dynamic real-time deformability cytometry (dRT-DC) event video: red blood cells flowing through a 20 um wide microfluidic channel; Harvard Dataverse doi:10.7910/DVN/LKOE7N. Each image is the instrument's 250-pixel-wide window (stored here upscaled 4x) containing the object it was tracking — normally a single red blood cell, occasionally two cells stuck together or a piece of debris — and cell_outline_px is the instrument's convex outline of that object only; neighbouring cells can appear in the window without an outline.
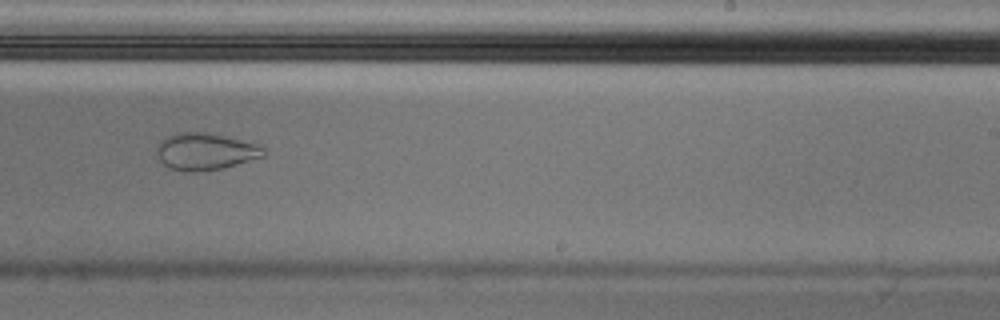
{"species": "Egyptian fruit bat (a non-hibernating species)", "species_latin": "Rousettus aegyptiacus", "temperature_condition": "cold", "stored_images_in_passage": 51, "camera_frame_rate_fps": 3000, "um_per_image_px": 0.085, "animal": {"sex": "male"}, "frame": {"image": 1, "passage_image": 30, "time_ms": 9.667, "image_size_px": [1000, 320], "cell_outline_px": [[264, 156], [224, 168], [196, 172], [184, 172], [168, 168], [160, 160], [156, 152], [156, 148], [160, 140], [176, 132], [208, 132], [256, 144], [264, 148]], "centroid_in_image_um": [17.4, 12.88], "position_along_channel_um": 271.6, "area_um2": 23.06}, "authors_computed_cell_mechanics": {"area_um2": 24.1604, "velocity_mm_per_s": 3.588, "shape_relaxation_time_tau1_ms": null, "shape_relaxation_time_tau2_ms": 1.3244, "deformation_change_tau1": null, "deformation_change_tau2": 0.0529}}